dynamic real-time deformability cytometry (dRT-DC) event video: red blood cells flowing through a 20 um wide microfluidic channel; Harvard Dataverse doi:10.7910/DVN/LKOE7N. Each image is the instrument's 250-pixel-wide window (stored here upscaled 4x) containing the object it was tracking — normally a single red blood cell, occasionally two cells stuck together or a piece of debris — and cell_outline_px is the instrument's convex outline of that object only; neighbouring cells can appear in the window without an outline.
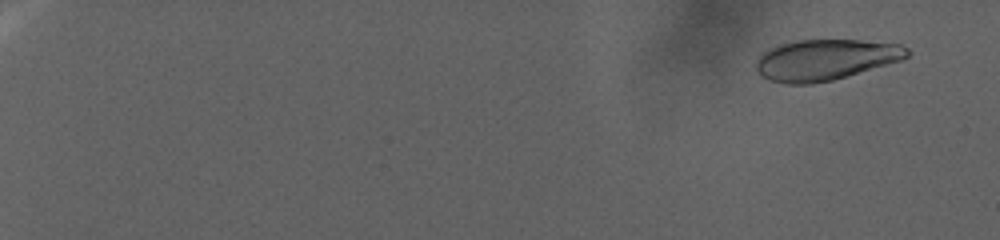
{"species": "human", "species_latin": "Homo sapiens", "temperature_condition": "warm", "stored_images_in_passage": 117, "camera_frame_rate_fps": 3000, "um_per_image_px": 0.085, "donor": {"sex": "female"}, "frame": {"image": 1, "passage_image": 6, "time_ms": 1.667, "image_size_px": [1000, 240], "cell_outline_px": [[912, 52], [908, 56], [900, 60], [832, 80], [812, 84], [784, 84], [760, 76], [756, 68], [756, 64], [760, 56], [764, 52], [780, 44], [796, 40], [860, 40], [900, 44], [908, 48]], "centroid_in_image_um": [70.16, 5.07], "position_along_channel_um": 14.8, "area_um2": 35.66}}
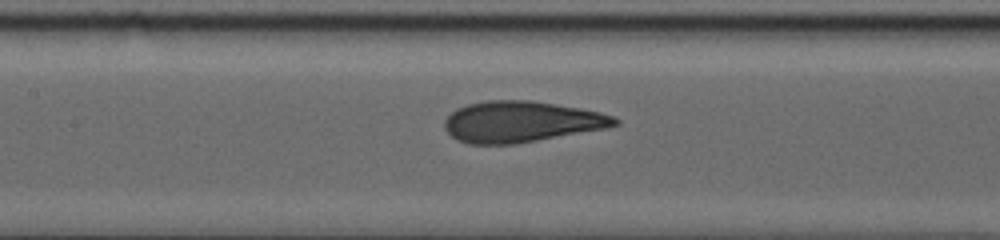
{"frame": {"image": 2, "passage_image": 65, "time_ms": 21.333, "image_size_px": [1000, 240], "cell_outline_px": [[620, 124], [604, 128], [516, 144], [468, 144], [456, 140], [444, 128], [444, 120], [456, 108], [468, 104], [488, 100], [532, 100], [580, 108], [600, 112], [612, 116], [620, 120]], "centroid_in_image_um": [44.27, 10.34], "position_along_channel_um": 163.1, "area_um2": 40.63}}
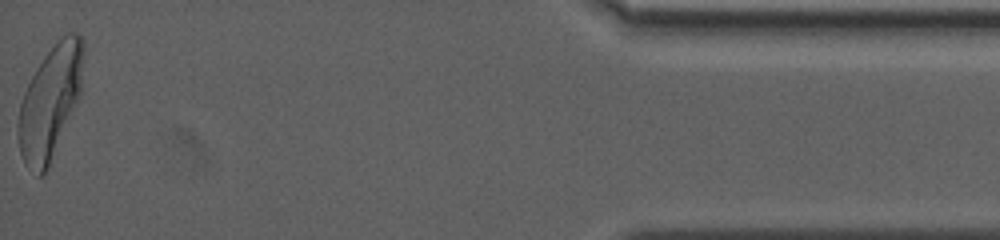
{"frame": {"image": 3, "passage_image": 117, "time_ms": 38.667, "image_size_px": [1000, 240], "cell_outline_px": [[84, 52], [80, 92], [48, 168], [40, 176], [36, 176], [24, 164], [20, 152], [16, 132], [20, 104], [24, 92], [36, 68], [44, 56], [68, 32], [76, 32], [84, 40]], "centroid_in_image_um": [4.23, 8.7], "position_along_channel_um": 431.0, "area_um2": 42.25}}